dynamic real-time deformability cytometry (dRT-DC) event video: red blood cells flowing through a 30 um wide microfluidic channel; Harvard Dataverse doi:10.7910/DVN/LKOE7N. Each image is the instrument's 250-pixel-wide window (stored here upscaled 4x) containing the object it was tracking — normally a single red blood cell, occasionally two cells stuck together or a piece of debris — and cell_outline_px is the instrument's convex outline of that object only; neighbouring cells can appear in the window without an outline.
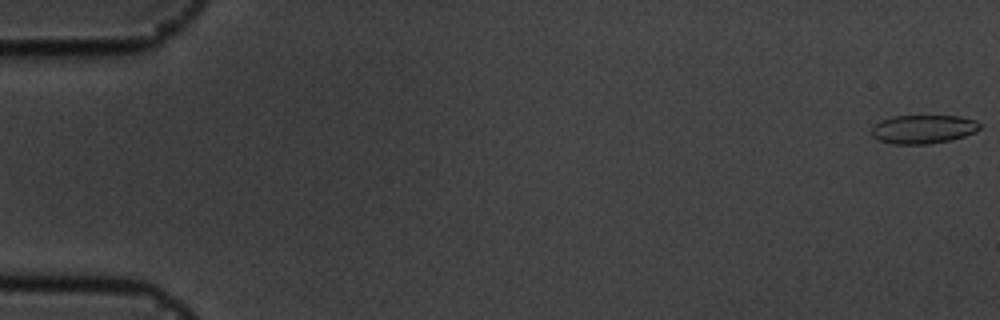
{"species": "common noctule bat (a hibernating species)", "species_latin": "Nyctalus noctula", "temperature_condition": "cold", "stored_images_in_passage": 57, "camera_frame_rate_fps": 3000, "um_per_image_px": 0.085, "animal": {"sex": "male", "body_mass_g": 19.5, "forearm_length_mm": 54.6}, "frame": {"image": 1, "passage_image": 1, "time_ms": 0.0, "image_size_px": [1000, 320], "cell_outline_px": [[980, 128], [976, 132], [952, 140], [928, 144], [892, 144], [880, 140], [872, 136], [872, 128], [880, 120], [892, 116], [960, 116], [976, 120], [980, 124]], "centroid_in_image_um": [78.49, 10.98], "position_along_channel_um": 6.5, "area_um2": 18.15}}
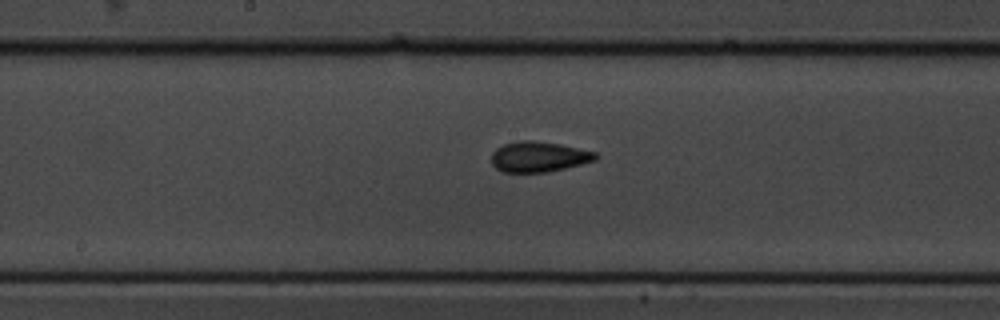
{"frame": {"image": 2, "passage_image": 30, "time_ms": 9.667, "image_size_px": [1000, 320], "cell_outline_px": [[596, 160], [548, 172], [504, 172], [496, 168], [492, 164], [492, 152], [496, 148], [504, 144], [516, 140], [532, 140], [560, 144], [596, 152]], "centroid_in_image_um": [45.76, 13.31], "position_along_channel_um": 202.4, "area_um2": 18.38}}
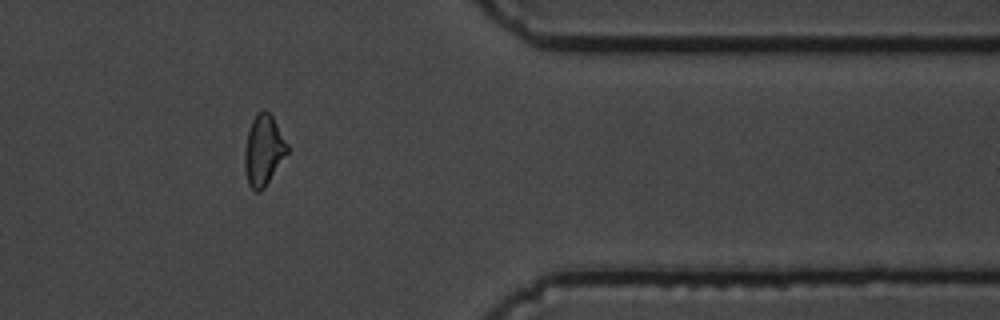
{"frame": {"image": 3, "passage_image": 47, "time_ms": 15.333, "image_size_px": [1000, 320], "cell_outline_px": [[288, 152], [264, 188], [260, 192], [256, 192], [248, 184], [244, 168], [244, 148], [248, 132], [252, 120], [256, 112], [264, 108], [272, 116], [288, 144]], "centroid_in_image_um": [22.38, 12.76], "position_along_channel_um": 389.0, "area_um2": 17.57}, "authors_computed_cell_mechanics": {"area_um2": 18.0914, "velocity_mm_per_s": 3.5896, "shape_relaxation_time_tau1_ms": 5.0171, "shape_relaxation_time_tau2_ms": 2.5827, "deformation_change_tau1": 0.1036, "deformation_change_tau2": 0.0749}}